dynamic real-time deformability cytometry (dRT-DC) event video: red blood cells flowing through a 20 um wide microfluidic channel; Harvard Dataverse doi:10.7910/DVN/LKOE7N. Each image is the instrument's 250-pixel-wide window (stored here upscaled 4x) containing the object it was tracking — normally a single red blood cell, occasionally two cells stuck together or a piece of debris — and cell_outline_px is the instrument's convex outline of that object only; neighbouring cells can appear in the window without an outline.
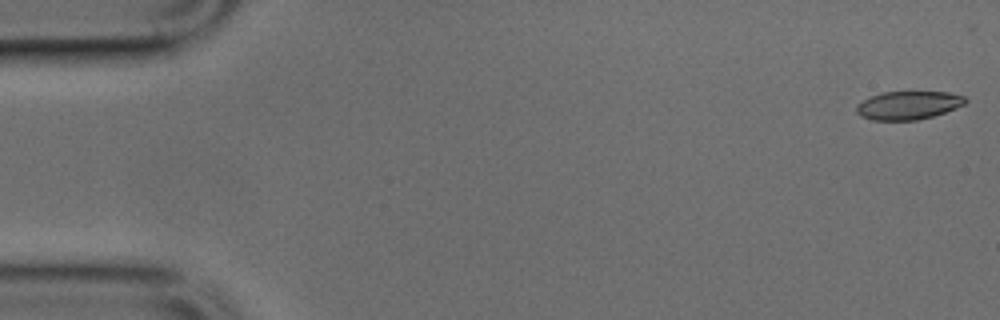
{"species": "common noctule bat (a hibernating species)", "species_latin": "Nyctalus noctula", "temperature_condition": "cold", "stored_images_in_passage": 49, "camera_frame_rate_fps": 3000, "um_per_image_px": 0.085, "animal": {"sex": "male", "body_mass_g": 17.9, "forearm_length_mm": 54.2}, "frame": {"image": 1, "passage_image": 1, "time_ms": 0.0, "image_size_px": [1000, 320], "cell_outline_px": [[968, 100], [964, 104], [956, 108], [932, 116], [916, 120], [872, 120], [860, 116], [856, 112], [856, 104], [872, 96], [884, 92], [948, 92], [964, 96]], "centroid_in_image_um": [77.2, 8.95], "position_along_channel_um": 7.8, "area_um2": 17.86}}
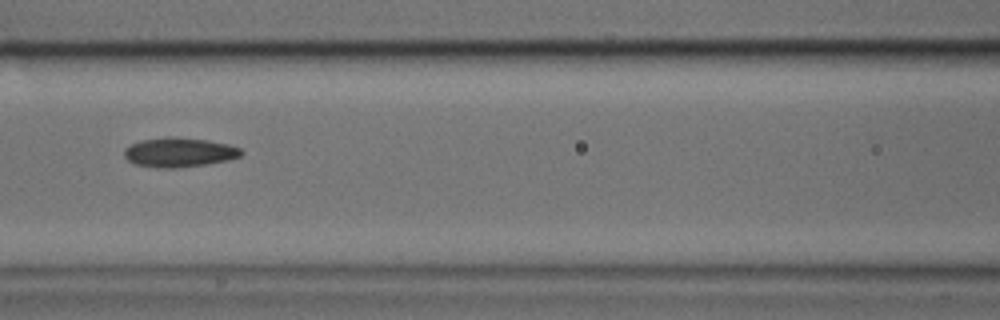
{"frame": {"image": 2, "passage_image": 21, "time_ms": 6.667, "image_size_px": [1000, 320], "cell_outline_px": [[244, 152], [240, 156], [228, 160], [208, 164], [176, 168], [160, 168], [136, 164], [128, 160], [124, 156], [124, 148], [140, 140], [168, 136], [172, 136], [208, 140], [228, 144], [240, 148]], "centroid_in_image_um": [15.24, 12.94], "position_along_channel_um": 151.4, "area_um2": 20.17}}
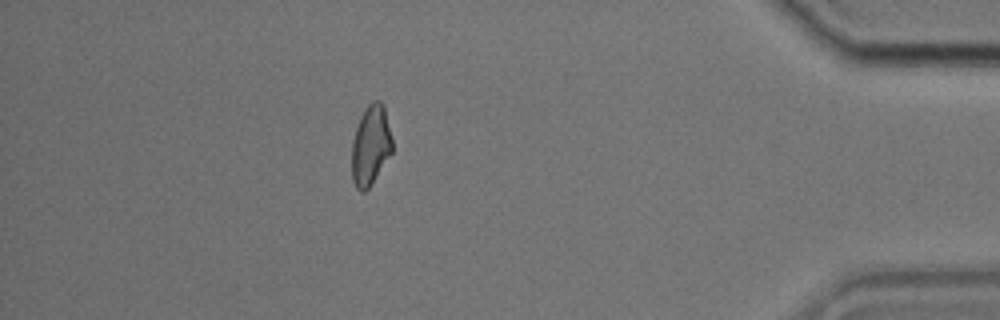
{"frame": {"image": 3, "passage_image": 43, "time_ms": 14.0, "image_size_px": [1000, 320], "cell_outline_px": [[392, 152], [368, 188], [364, 192], [360, 192], [356, 188], [352, 180], [352, 140], [360, 116], [368, 104], [372, 100], [380, 100], [384, 104], [392, 140]], "centroid_in_image_um": [31.49, 12.33], "position_along_channel_um": 403.7, "area_um2": 18.84}}